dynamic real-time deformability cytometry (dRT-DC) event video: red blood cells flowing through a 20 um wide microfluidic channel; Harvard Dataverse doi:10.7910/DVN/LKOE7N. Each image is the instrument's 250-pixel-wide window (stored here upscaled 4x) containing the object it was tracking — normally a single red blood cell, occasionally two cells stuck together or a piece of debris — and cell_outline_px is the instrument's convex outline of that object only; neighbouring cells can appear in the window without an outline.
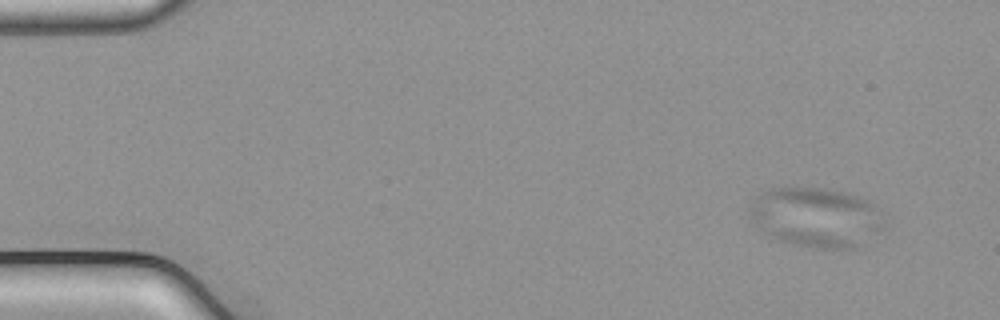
{"species": "common noctule bat (a hibernating species)", "species_latin": "Nyctalus noctula", "temperature_condition": "cold", "stored_images_in_passage": 3, "camera_frame_rate_fps": 3000, "um_per_image_px": 0.085, "animal": {"sex": "male", "body_mass_g": 21.5, "forearm_length_mm": 52.0}, "frame": {"image": 1, "passage_image": 1, "time_ms": 0.0, "image_size_px": [1000, 320], "cell_outline_px": [[872, 204], [856, 248], [820, 248], [792, 244], [776, 240], [764, 232], [756, 224], [752, 216], [752, 204], [756, 196], [772, 188], [824, 188], [844, 192], [860, 196], [868, 200]], "centroid_in_image_um": [69.0, 18.41], "position_along_channel_um": 16.0, "area_um2": 42.6}}